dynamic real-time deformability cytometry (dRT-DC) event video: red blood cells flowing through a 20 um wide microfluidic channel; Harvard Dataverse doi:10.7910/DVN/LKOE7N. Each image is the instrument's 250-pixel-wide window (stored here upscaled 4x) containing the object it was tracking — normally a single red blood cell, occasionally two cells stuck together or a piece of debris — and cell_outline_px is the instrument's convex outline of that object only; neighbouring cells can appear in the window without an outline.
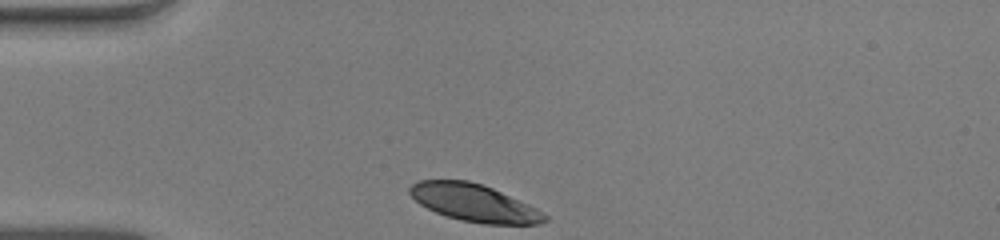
{"species": "human", "species_latin": "Homo sapiens", "temperature_condition": "warm", "stored_images_in_passage": 30, "camera_frame_rate_fps": 3000, "um_per_image_px": 0.085, "donor": {"sex": "male"}, "frame": {"image": 1, "passage_image": 1, "time_ms": 0.0, "image_size_px": [1000, 240], "cell_outline_px": [[548, 220], [540, 224], [484, 224], [460, 220], [436, 212], [420, 204], [408, 192], [408, 188], [416, 180], [468, 180], [484, 184], [528, 204], [544, 212], [548, 216]], "centroid_in_image_um": [40.31, 17.23], "position_along_channel_um": 44.7, "area_um2": 29.42}}
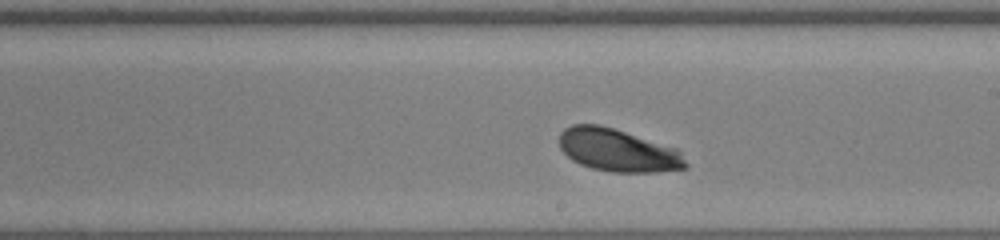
{"frame": {"image": 2, "passage_image": 18, "time_ms": 5.667, "image_size_px": [1000, 240], "cell_outline_px": [[688, 168], [656, 172], [608, 172], [592, 168], [580, 164], [572, 160], [560, 148], [560, 132], [564, 128], [572, 124], [600, 124], [676, 148], [680, 152], [688, 164]], "centroid_in_image_um": [52.51, 12.78], "position_along_channel_um": 236.5, "area_um2": 31.44}}
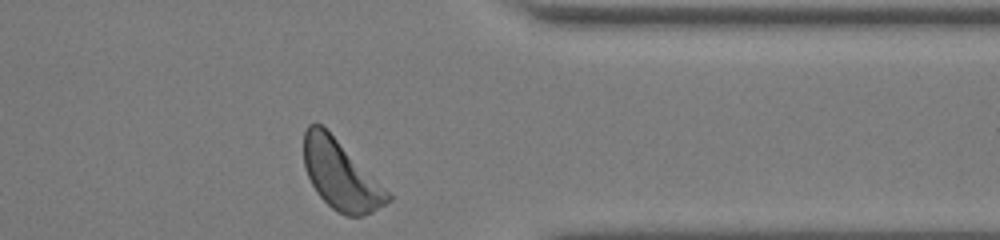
{"frame": {"image": 3, "passage_image": 30, "time_ms": 9.667, "image_size_px": [1000, 240], "cell_outline_px": [[392, 200], [372, 212], [360, 216], [344, 216], [336, 212], [316, 192], [304, 168], [304, 132], [308, 124], [320, 124], [392, 196]], "centroid_in_image_um": [28.92, 14.93], "position_along_channel_um": 382.5, "area_um2": 32.77}, "authors_computed_cell_mechanics": {"area_um2": 31.79, "velocity_mm_per_s": 3.8677, "shape_relaxation_time_tau1_ms": 1.5841, "shape_relaxation_time_tau2_ms": null, "deformation_change_tau1": 0.1184, "deformation_change_tau2": null}}